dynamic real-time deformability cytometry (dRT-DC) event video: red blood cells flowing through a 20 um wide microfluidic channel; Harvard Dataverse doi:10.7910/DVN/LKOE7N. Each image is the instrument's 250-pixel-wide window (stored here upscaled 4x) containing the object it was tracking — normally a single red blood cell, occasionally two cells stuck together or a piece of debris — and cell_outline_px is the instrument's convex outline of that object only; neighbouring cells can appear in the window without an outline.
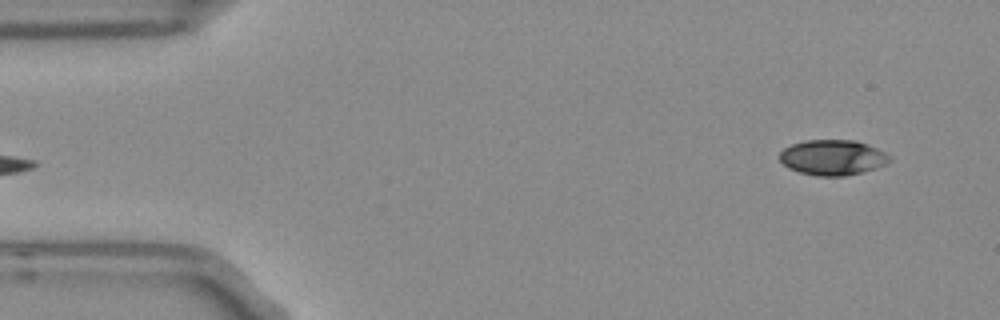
{"species": "Egyptian fruit bat (a non-hibernating species)", "species_latin": "Rousettus aegyptiacus", "temperature_condition": "room temperature", "stored_images_in_passage": 5, "segment_of_instrument_passage": [2, 2], "camera_frame_rate_fps": 3000, "um_per_image_px": 0.085, "frame": {"image": 1, "passage_image": 5, "time_ms": 1.333, "image_size_px": [1000, 320], "cell_outline_px": [[892, 160], [888, 164], [860, 172], [844, 176], [816, 176], [800, 172], [788, 168], [780, 160], [780, 152], [784, 148], [792, 144], [804, 140], [856, 140], [868, 144], [884, 152]], "centroid_in_image_um": [70.77, 13.38], "position_along_channel_um": 14.2, "area_um2": 22.6}}